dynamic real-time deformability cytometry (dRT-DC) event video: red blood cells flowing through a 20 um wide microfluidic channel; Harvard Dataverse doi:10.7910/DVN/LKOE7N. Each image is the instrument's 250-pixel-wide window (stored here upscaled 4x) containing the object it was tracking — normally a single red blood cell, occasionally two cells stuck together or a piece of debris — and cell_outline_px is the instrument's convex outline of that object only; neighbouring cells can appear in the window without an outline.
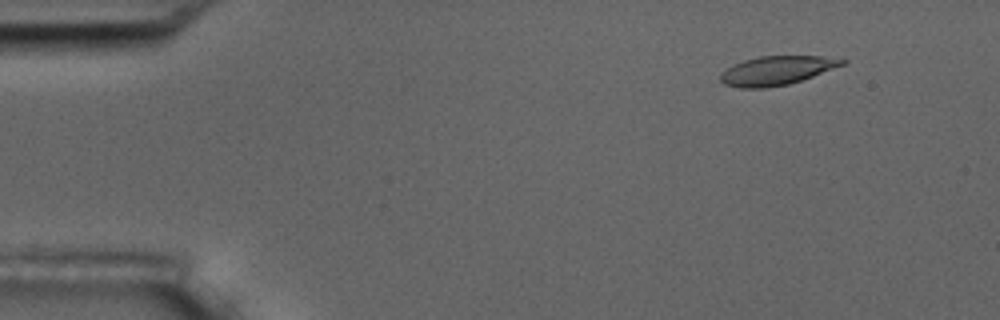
{"species": "common noctule bat (a hibernating species)", "species_latin": "Nyctalus noctula", "temperature_condition": "room temperature", "stored_images_in_passage": 5, "camera_frame_rate_fps": 3000, "um_per_image_px": 0.085, "animal": {"sex": "male", "body_mass_g": 17.5, "forearm_length_mm": 52.3}, "frame": {"image": 1, "passage_image": 2, "time_ms": 0.333, "image_size_px": [1000, 320], "cell_outline_px": [[848, 60], [844, 64], [812, 76], [788, 84], [764, 88], [740, 88], [724, 84], [720, 80], [720, 72], [732, 64], [744, 60], [760, 56], [820, 56]], "centroid_in_image_um": [65.95, 5.99], "position_along_channel_um": 19.1, "area_um2": 20.35}}
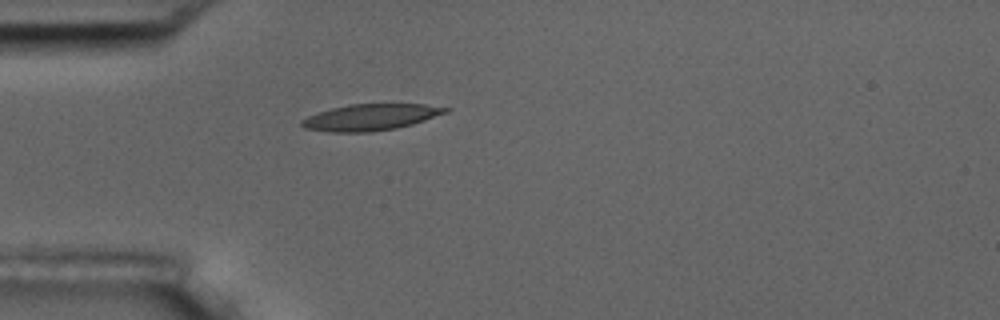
{"frame": {"image": 2, "passage_image": 5, "time_ms": 1.333, "image_size_px": [1000, 320], "cell_outline_px": [[452, 108], [448, 112], [412, 124], [396, 128], [372, 132], [328, 132], [304, 128], [300, 124], [300, 120], [308, 116], [332, 108], [348, 104], [424, 104]], "centroid_in_image_um": [31.49, 9.96], "position_along_channel_um": 53.5, "area_um2": 22.08}}